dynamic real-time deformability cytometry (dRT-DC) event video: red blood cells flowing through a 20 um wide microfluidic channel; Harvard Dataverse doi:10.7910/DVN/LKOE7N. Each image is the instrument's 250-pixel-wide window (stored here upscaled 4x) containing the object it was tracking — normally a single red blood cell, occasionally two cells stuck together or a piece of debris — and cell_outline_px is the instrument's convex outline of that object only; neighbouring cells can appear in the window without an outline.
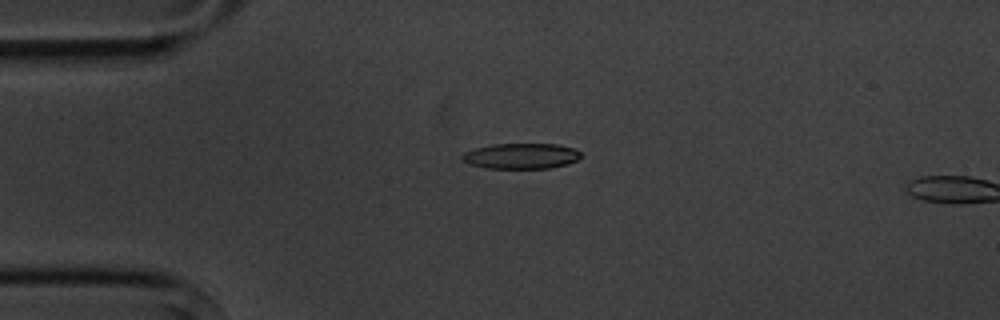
{"species": "common noctule bat (a hibernating species)", "species_latin": "Nyctalus noctula", "temperature_condition": "cold", "stored_images_in_passage": 4, "camera_frame_rate_fps": 3000, "um_per_image_px": 0.085, "animal": {"sex": "male", "body_mass_g": 20.1, "forearm_length_mm": 53.5}, "frame": {"image": 1, "passage_image": 3, "time_ms": 3.0, "image_size_px": [1000, 320], "cell_outline_px": [[580, 156], [576, 160], [568, 164], [548, 168], [488, 168], [468, 164], [460, 156], [464, 152], [476, 148], [492, 144], [556, 144], [576, 148], [580, 152]], "centroid_in_image_um": [44.3, 13.25], "position_along_channel_um": 40.7, "area_um2": 17.63}}